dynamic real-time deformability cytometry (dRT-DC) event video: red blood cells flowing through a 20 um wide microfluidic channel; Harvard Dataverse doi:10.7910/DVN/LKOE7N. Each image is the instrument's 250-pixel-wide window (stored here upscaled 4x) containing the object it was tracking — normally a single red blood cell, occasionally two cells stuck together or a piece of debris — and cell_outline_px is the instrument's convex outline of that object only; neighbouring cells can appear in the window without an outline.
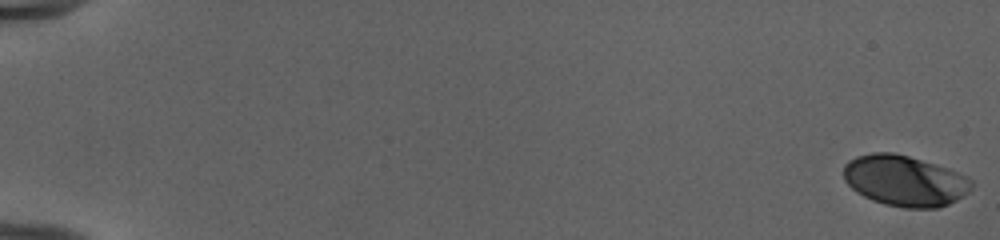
{"species": "human", "species_latin": "Homo sapiens", "temperature_condition": "cold", "stored_images_in_passage": 53, "camera_frame_rate_fps": 3000, "um_per_image_px": 0.085, "donor": {"sex": "female"}, "frame": {"image": 1, "passage_image": 1, "time_ms": 0.0, "image_size_px": [1000, 240], "cell_outline_px": [[972, 188], [968, 192], [956, 200], [948, 204], [936, 208], [904, 208], [884, 204], [872, 200], [856, 192], [844, 180], [844, 164], [848, 160], [856, 156], [872, 152], [892, 152], [908, 156], [948, 168], [968, 176], [972, 180]], "centroid_in_image_um": [76.89, 15.36], "position_along_channel_um": 8.1, "area_um2": 37.97}}
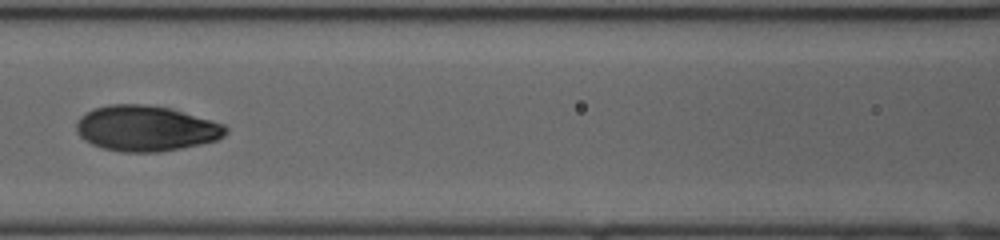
{"frame": {"image": 2, "passage_image": 27, "time_ms": 8.667, "image_size_px": [1000, 240], "cell_outline_px": [[228, 132], [224, 136], [216, 140], [184, 148], [164, 152], [124, 152], [104, 148], [92, 144], [84, 140], [76, 132], [76, 124], [80, 116], [96, 108], [108, 104], [148, 104], [168, 108], [212, 120], [224, 124], [228, 128]], "centroid_in_image_um": [12.42, 10.92], "position_along_channel_um": 154.2, "area_um2": 39.71}}
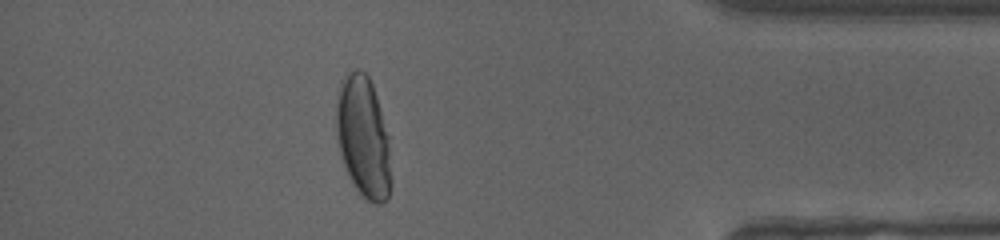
{"frame": {"image": 3, "passage_image": 48, "time_ms": 15.667, "image_size_px": [1000, 240], "cell_outline_px": [[392, 184], [388, 196], [380, 204], [376, 204], [368, 200], [352, 184], [348, 176], [336, 140], [336, 92], [340, 80], [344, 72], [356, 68], [360, 68], [368, 76], [372, 84], [376, 96], [388, 136], [392, 180]], "centroid_in_image_um": [30.85, 11.6], "position_along_channel_um": 404.3, "area_um2": 39.3}, "authors_computed_cell_mechanics": {"area_um2": 37.9746, "velocity_mm_per_s": 3.9876, "shape_relaxation_time_tau1_ms": 3.9939, "shape_relaxation_time_tau2_ms": null, "deformation_change_tau1": 0.1879, "deformation_change_tau2": null}}